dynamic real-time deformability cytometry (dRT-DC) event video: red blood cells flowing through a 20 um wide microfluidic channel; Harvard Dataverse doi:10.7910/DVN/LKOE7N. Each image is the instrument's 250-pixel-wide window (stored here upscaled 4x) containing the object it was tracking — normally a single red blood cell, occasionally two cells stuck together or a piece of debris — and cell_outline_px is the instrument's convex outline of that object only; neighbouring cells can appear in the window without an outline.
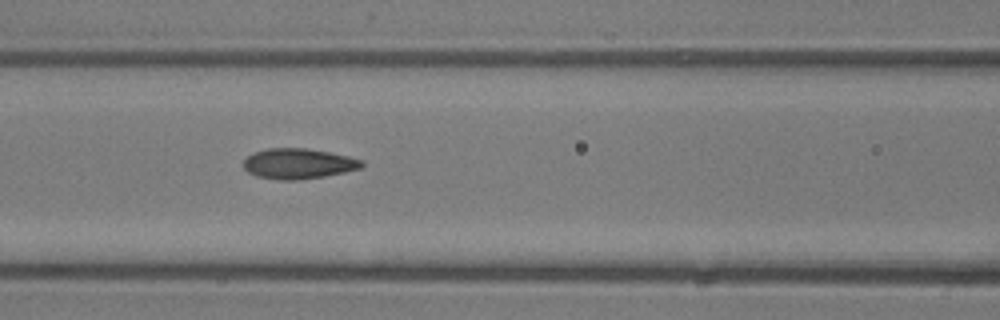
{"species": "common noctule bat (a hibernating species)", "species_latin": "Nyctalus noctula", "temperature_condition": "room temperature", "stored_images_in_passage": 7, "camera_frame_rate_fps": 3000, "um_per_image_px": 0.085, "animal": {"sex": "male", "body_mass_g": 13.3}, "frame": {"image": 1, "passage_image": 6, "time_ms": 1.667, "image_size_px": [1000, 320], "cell_outline_px": [[364, 164], [360, 168], [344, 172], [324, 176], [296, 180], [280, 180], [256, 176], [248, 172], [244, 168], [244, 160], [248, 156], [256, 152], [268, 148], [304, 148], [328, 152], [348, 156], [364, 160]], "centroid_in_image_um": [25.36, 13.91], "position_along_channel_um": 141.2, "area_um2": 20.75}}
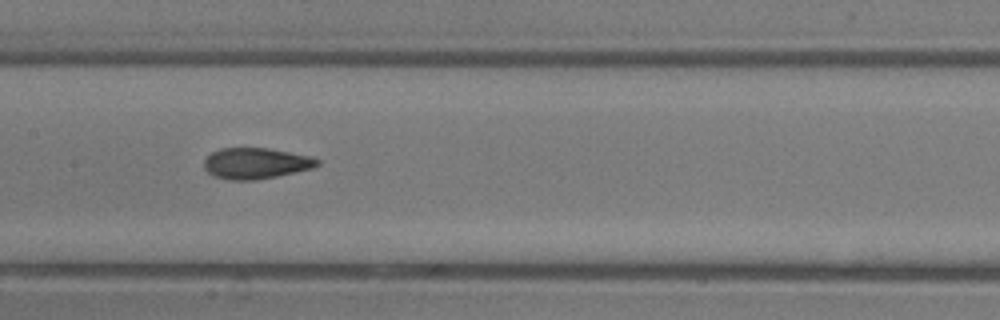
{"frame": {"image": 2, "passage_image": 7, "time_ms": 2.0, "image_size_px": [1000, 320], "cell_outline_px": [[320, 164], [312, 168], [276, 176], [256, 180], [228, 180], [212, 176], [204, 168], [204, 160], [212, 152], [220, 148], [268, 148], [312, 156], [320, 160]], "centroid_in_image_um": [21.74, 13.88], "position_along_channel_um": 185.7, "area_um2": 20.52}}